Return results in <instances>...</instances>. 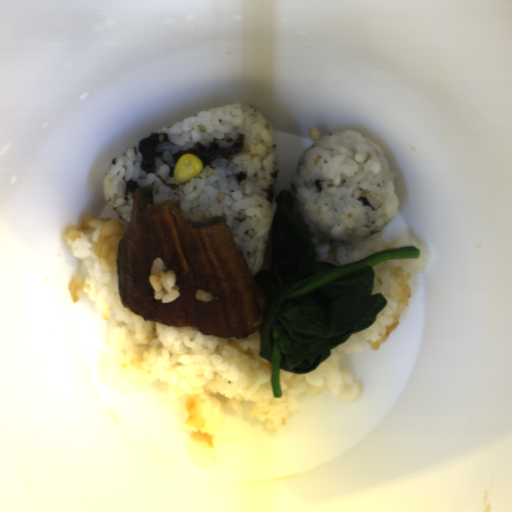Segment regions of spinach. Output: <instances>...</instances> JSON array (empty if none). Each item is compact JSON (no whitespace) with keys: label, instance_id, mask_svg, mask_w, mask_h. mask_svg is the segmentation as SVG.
<instances>
[{"label":"spinach","instance_id":"1","mask_svg":"<svg viewBox=\"0 0 512 512\" xmlns=\"http://www.w3.org/2000/svg\"><path fill=\"white\" fill-rule=\"evenodd\" d=\"M294 198L282 189L270 229V269L253 276L266 306L260 357L270 363L273 398H282L280 370L310 374L353 333L371 327L388 300L373 294L376 264L418 259L420 250L380 251L350 264L317 261L316 245L294 216Z\"/></svg>","mask_w":512,"mask_h":512}]
</instances>
